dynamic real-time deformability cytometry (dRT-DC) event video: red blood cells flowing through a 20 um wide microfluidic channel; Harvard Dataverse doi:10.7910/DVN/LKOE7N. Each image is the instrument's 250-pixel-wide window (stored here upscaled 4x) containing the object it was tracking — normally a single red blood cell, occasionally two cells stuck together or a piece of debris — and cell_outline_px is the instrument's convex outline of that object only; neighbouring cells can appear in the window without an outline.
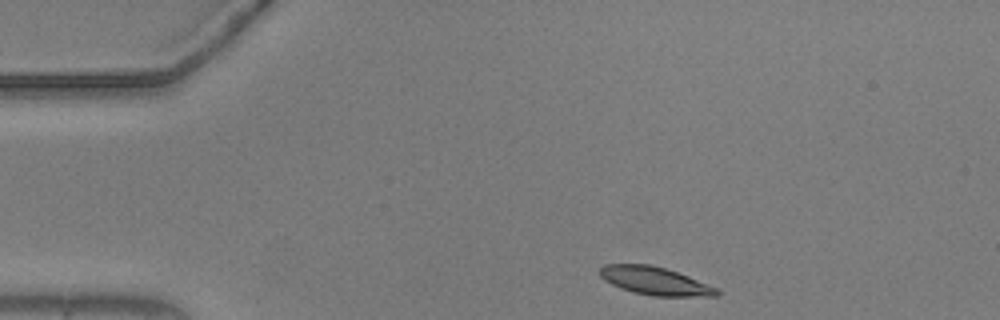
{"species": "common noctule bat (a hibernating species)", "species_latin": "Nyctalus noctula", "temperature_condition": "warm", "stored_images_in_passage": 14, "camera_frame_rate_fps": 3000, "um_per_image_px": 0.085, "animal": {"sex": "male", "body_mass_g": 20.5, "forearm_length_mm": 52.5}, "frame": {"image": 1, "passage_image": 1, "time_ms": 0.0, "image_size_px": [1000, 320], "cell_outline_px": [[720, 296], [652, 296], [632, 292], [620, 288], [604, 280], [600, 276], [600, 268], [604, 264], [648, 264], [664, 268], [688, 276], [716, 288], [720, 292]], "centroid_in_image_um": [55.65, 23.88], "position_along_channel_um": 29.4, "area_um2": 18.96}}
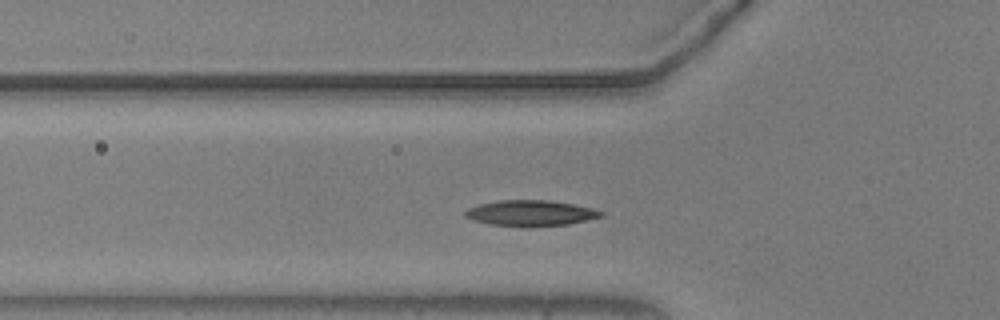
{"frame": {"image": 2, "passage_image": 10, "time_ms": 3.0, "image_size_px": [1000, 320], "cell_outline_px": [[604, 216], [568, 224], [488, 224], [472, 220], [464, 216], [464, 212], [468, 208], [480, 204], [500, 200], [548, 200], [572, 204], [592, 208], [604, 212]], "centroid_in_image_um": [45.09, 18.07], "position_along_channel_um": 80.7, "area_um2": 19.48}}
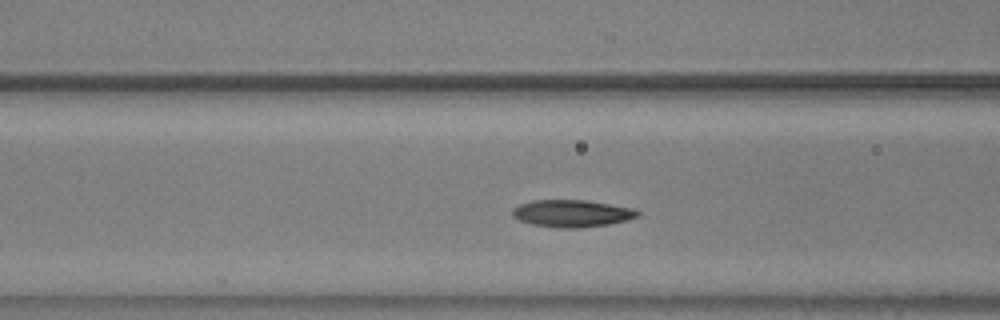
{"frame": {"image": 3, "passage_image": 13, "time_ms": 4.0, "image_size_px": [1000, 320], "cell_outline_px": [[640, 216], [608, 224], [580, 228], [556, 228], [532, 224], [520, 220], [512, 216], [512, 208], [520, 204], [532, 200], [584, 200], [632, 208], [640, 212]], "centroid_in_image_um": [48.57, 18.14], "position_along_channel_um": 118.0, "area_um2": 19.71}}